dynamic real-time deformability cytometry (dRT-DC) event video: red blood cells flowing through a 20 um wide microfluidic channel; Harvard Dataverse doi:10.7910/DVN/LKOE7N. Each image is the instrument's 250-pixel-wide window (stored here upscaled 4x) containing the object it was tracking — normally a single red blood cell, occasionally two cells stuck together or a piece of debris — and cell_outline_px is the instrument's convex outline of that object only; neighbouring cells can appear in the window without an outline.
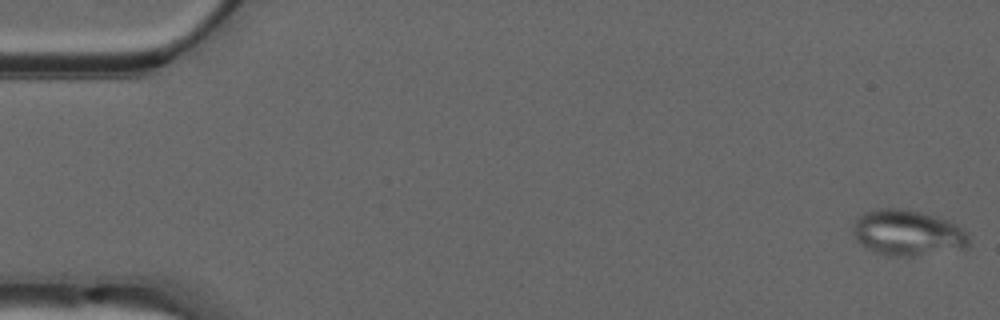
{"species": "common noctule bat (a hibernating species)", "species_latin": "Nyctalus noctula", "temperature_condition": "warm", "stored_images_in_passage": 55, "camera_frame_rate_fps": 3000, "um_per_image_px": 0.085, "animal": {"sex": "male", "forearm_length_mm": 52.5}, "frame": {"image": 1, "passage_image": 1, "time_ms": 0.0, "image_size_px": [1000, 320], "cell_outline_px": [[968, 248], [912, 256], [888, 256], [872, 252], [864, 248], [856, 240], [852, 232], [852, 228], [856, 220], [864, 212], [876, 208], [900, 208], [940, 216], [956, 224], [968, 232]], "centroid_in_image_um": [77.13, 19.79], "position_along_channel_um": 7.9, "area_um2": 31.39}}
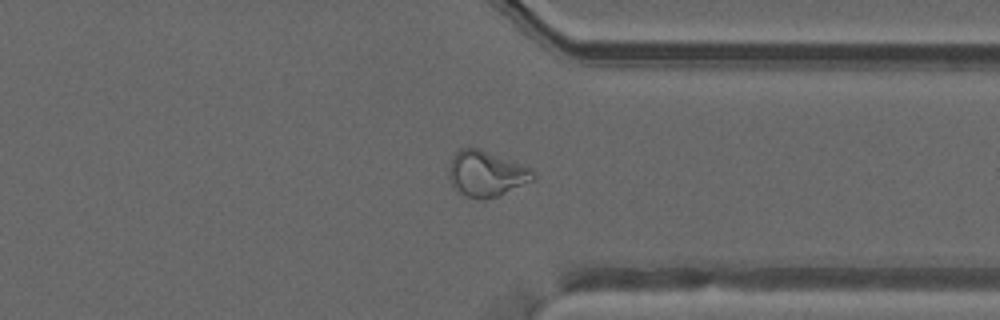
{"frame": {"image": 2, "passage_image": 42, "time_ms": 13.667, "image_size_px": [1000, 320], "cell_outline_px": [[536, 180], [496, 196], [484, 200], [480, 200], [464, 196], [452, 188], [448, 176], [448, 172], [452, 160], [456, 152], [460, 148], [480, 148], [532, 168], [536, 172]], "centroid_in_image_um": [41.35, 14.78], "position_along_channel_um": 370.1, "area_um2": 22.77}}
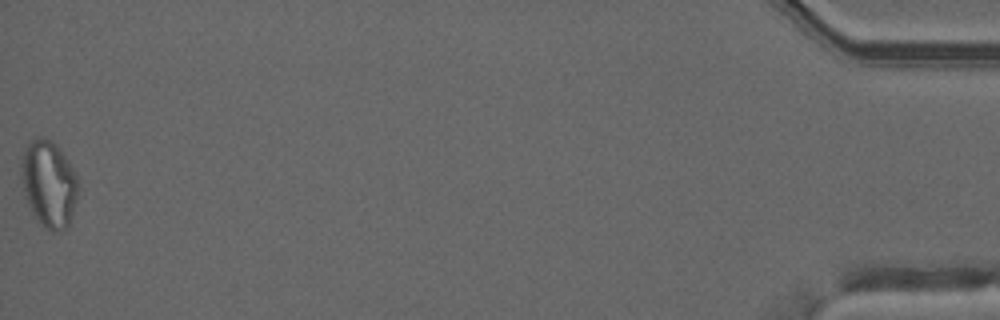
{"frame": {"image": 3, "passage_image": 55, "time_ms": 18.0, "image_size_px": [1000, 320], "cell_outline_px": [[76, 196], [72, 212], [68, 224], [64, 228], [52, 232], [32, 212], [24, 196], [20, 176], [20, 160], [28, 144], [36, 136], [40, 136], [52, 140], [60, 148], [76, 172]], "centroid_in_image_um": [4.11, 15.54], "position_along_channel_um": 431.1, "area_um2": 28.32}, "authors_computed_cell_mechanics": {"area_um2": 24.7384, "velocity_mm_per_s": 3.71, "shape_relaxation_time_tau1_ms": null, "shape_relaxation_time_tau2_ms": 1.6567, "deformation_change_tau1": null, "deformation_change_tau2": 0.0695}}